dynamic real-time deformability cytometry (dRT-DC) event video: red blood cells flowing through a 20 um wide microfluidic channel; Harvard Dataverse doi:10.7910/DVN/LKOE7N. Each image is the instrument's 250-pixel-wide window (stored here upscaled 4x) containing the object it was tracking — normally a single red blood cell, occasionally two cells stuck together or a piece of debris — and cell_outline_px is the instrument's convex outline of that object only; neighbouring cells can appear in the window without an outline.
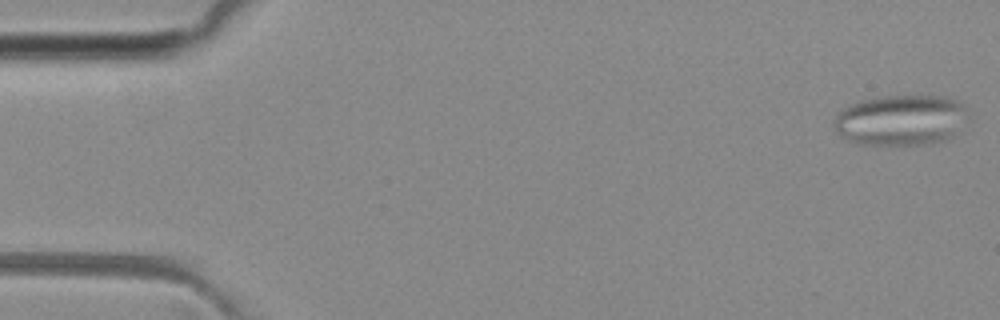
{"species": "common noctule bat (a hibernating species)", "species_latin": "Nyctalus noctula", "temperature_condition": "room temperature", "stored_images_in_passage": 50, "segment_of_instrument_passage": [1, 2], "camera_frame_rate_fps": 3000, "um_per_image_px": 0.085, "animal": {"sex": "female", "body_mass_g": 29.2, "forearm_length_mm": 56.3}, "frame": {"image": 1, "passage_image": 1, "time_ms": 0.0, "image_size_px": [1000, 320], "cell_outline_px": [[972, 120], [948, 140], [932, 144], [856, 144], [840, 136], [836, 132], [832, 124], [836, 112], [848, 104], [860, 100], [876, 96], [944, 96], [960, 104], [972, 116]], "centroid_in_image_um": [76.58, 10.21], "position_along_channel_um": 8.4, "area_um2": 40.58}}